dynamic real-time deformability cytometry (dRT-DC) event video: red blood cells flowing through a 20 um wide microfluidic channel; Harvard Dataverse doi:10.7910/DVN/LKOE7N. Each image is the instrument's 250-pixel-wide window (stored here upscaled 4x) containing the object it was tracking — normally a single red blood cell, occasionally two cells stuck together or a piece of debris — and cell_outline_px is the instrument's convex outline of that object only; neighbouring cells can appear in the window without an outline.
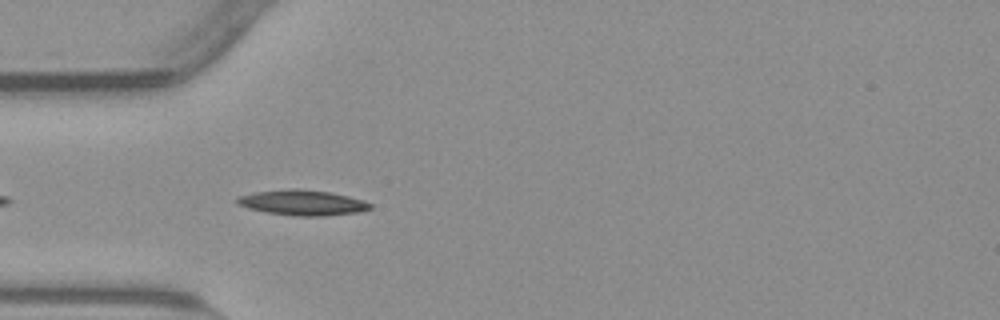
{"species": "common noctule bat (a hibernating species)", "species_latin": "Nyctalus noctula", "temperature_condition": "warm", "stored_images_in_passage": 25, "camera_frame_rate_fps": 3000, "um_per_image_px": 0.085, "animal": {"sex": "male", "body_mass_g": 23.1, "forearm_length_mm": 52.7}, "frame": {"image": 1, "passage_image": 4, "time_ms": 1.0, "image_size_px": [1000, 320], "cell_outline_px": [[372, 208], [356, 212], [324, 216], [296, 216], [268, 212], [248, 208], [236, 204], [232, 200], [236, 196], [252, 192], [288, 188], [300, 188], [328, 192], [348, 196], [364, 200], [372, 204]], "centroid_in_image_um": [25.63, 17.21], "position_along_channel_um": 59.4, "area_um2": 19.88}}
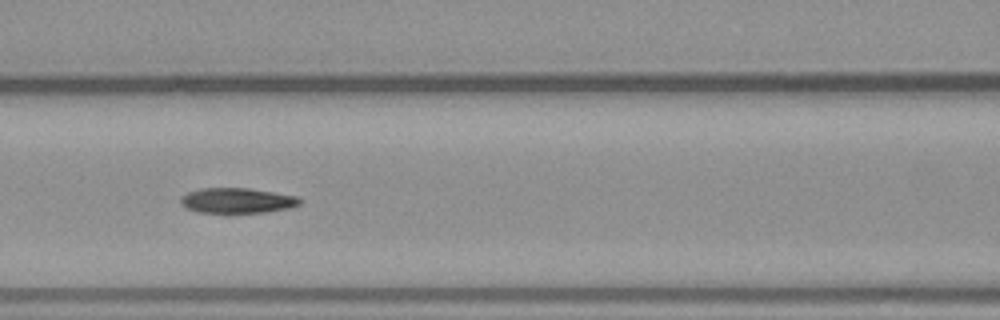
{"frame": {"image": 2, "passage_image": 11, "time_ms": 3.333, "image_size_px": [1000, 320], "cell_outline_px": [[304, 200], [300, 204], [288, 208], [264, 212], [224, 216], [196, 212], [180, 204], [180, 196], [188, 192], [200, 188], [248, 188], [296, 196]], "centroid_in_image_um": [20.09, 17.09], "position_along_channel_um": 146.5, "area_um2": 18.38}}
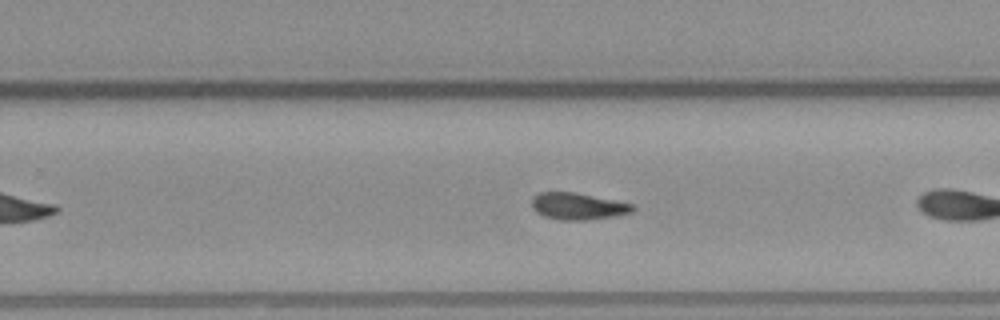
{"frame": {"image": 3, "passage_image": 19, "time_ms": 6.0, "image_size_px": [1000, 320], "cell_outline_px": [[636, 208], [632, 212], [616, 216], [588, 220], [560, 220], [544, 216], [536, 212], [532, 208], [532, 196], [540, 192], [576, 192], [636, 204]], "centroid_in_image_um": [49.16, 17.53], "position_along_channel_um": 280.6, "area_um2": 16.07}}